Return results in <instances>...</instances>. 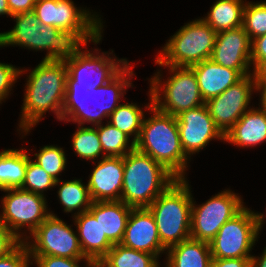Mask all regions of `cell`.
Instances as JSON below:
<instances>
[{
	"label": "cell",
	"mask_w": 266,
	"mask_h": 267,
	"mask_svg": "<svg viewBox=\"0 0 266 267\" xmlns=\"http://www.w3.org/2000/svg\"><path fill=\"white\" fill-rule=\"evenodd\" d=\"M27 75L18 124L21 137L42 121L47 111L61 121L65 99L67 66L64 60H43Z\"/></svg>",
	"instance_id": "1"
},
{
	"label": "cell",
	"mask_w": 266,
	"mask_h": 267,
	"mask_svg": "<svg viewBox=\"0 0 266 267\" xmlns=\"http://www.w3.org/2000/svg\"><path fill=\"white\" fill-rule=\"evenodd\" d=\"M129 62L114 78L103 86H66L61 121L78 123L79 126L90 123L92 127L104 124L121 104L127 88L134 87L133 66Z\"/></svg>",
	"instance_id": "2"
},
{
	"label": "cell",
	"mask_w": 266,
	"mask_h": 267,
	"mask_svg": "<svg viewBox=\"0 0 266 267\" xmlns=\"http://www.w3.org/2000/svg\"><path fill=\"white\" fill-rule=\"evenodd\" d=\"M148 94L149 103L144 108L153 115L147 119L144 117L135 148L164 165L177 178H186V170L190 163L188 161L191 158L182 148L177 118L158 110L153 105L150 89Z\"/></svg>",
	"instance_id": "3"
},
{
	"label": "cell",
	"mask_w": 266,
	"mask_h": 267,
	"mask_svg": "<svg viewBox=\"0 0 266 267\" xmlns=\"http://www.w3.org/2000/svg\"><path fill=\"white\" fill-rule=\"evenodd\" d=\"M121 201L131 208H148L178 178L164 165L136 148L123 157Z\"/></svg>",
	"instance_id": "4"
},
{
	"label": "cell",
	"mask_w": 266,
	"mask_h": 267,
	"mask_svg": "<svg viewBox=\"0 0 266 267\" xmlns=\"http://www.w3.org/2000/svg\"><path fill=\"white\" fill-rule=\"evenodd\" d=\"M11 18L16 23L11 30L0 33L1 48L18 45L28 50H46L43 60H65L80 45L70 33L39 23L33 11Z\"/></svg>",
	"instance_id": "5"
},
{
	"label": "cell",
	"mask_w": 266,
	"mask_h": 267,
	"mask_svg": "<svg viewBox=\"0 0 266 267\" xmlns=\"http://www.w3.org/2000/svg\"><path fill=\"white\" fill-rule=\"evenodd\" d=\"M191 192L187 178H178L148 207L166 250L191 238Z\"/></svg>",
	"instance_id": "6"
},
{
	"label": "cell",
	"mask_w": 266,
	"mask_h": 267,
	"mask_svg": "<svg viewBox=\"0 0 266 267\" xmlns=\"http://www.w3.org/2000/svg\"><path fill=\"white\" fill-rule=\"evenodd\" d=\"M33 12L39 23L70 33L80 44L96 45L102 39L104 25L100 15L76 7L72 0H37Z\"/></svg>",
	"instance_id": "7"
},
{
	"label": "cell",
	"mask_w": 266,
	"mask_h": 267,
	"mask_svg": "<svg viewBox=\"0 0 266 267\" xmlns=\"http://www.w3.org/2000/svg\"><path fill=\"white\" fill-rule=\"evenodd\" d=\"M217 32L202 18L185 23L164 44L155 63L164 66H192L212 56Z\"/></svg>",
	"instance_id": "8"
},
{
	"label": "cell",
	"mask_w": 266,
	"mask_h": 267,
	"mask_svg": "<svg viewBox=\"0 0 266 267\" xmlns=\"http://www.w3.org/2000/svg\"><path fill=\"white\" fill-rule=\"evenodd\" d=\"M165 67L169 68L170 76L168 79L162 81V71L158 70L149 81L153 105L158 110L177 117L184 111L205 104L201 97L196 75L191 67Z\"/></svg>",
	"instance_id": "9"
},
{
	"label": "cell",
	"mask_w": 266,
	"mask_h": 267,
	"mask_svg": "<svg viewBox=\"0 0 266 267\" xmlns=\"http://www.w3.org/2000/svg\"><path fill=\"white\" fill-rule=\"evenodd\" d=\"M84 46L88 48L87 43L80 44L64 60L67 66L66 86H96L98 88L108 83L129 63L126 58L117 59L113 50L100 53L99 49L95 48L90 52ZM111 54L114 56L110 57Z\"/></svg>",
	"instance_id": "10"
},
{
	"label": "cell",
	"mask_w": 266,
	"mask_h": 267,
	"mask_svg": "<svg viewBox=\"0 0 266 267\" xmlns=\"http://www.w3.org/2000/svg\"><path fill=\"white\" fill-rule=\"evenodd\" d=\"M0 191L6 192L1 200L0 222L24 242L28 238L27 231L31 235L50 215L46 197L21 188Z\"/></svg>",
	"instance_id": "11"
},
{
	"label": "cell",
	"mask_w": 266,
	"mask_h": 267,
	"mask_svg": "<svg viewBox=\"0 0 266 267\" xmlns=\"http://www.w3.org/2000/svg\"><path fill=\"white\" fill-rule=\"evenodd\" d=\"M192 200L190 236L194 240L210 243L220 227L244 207L238 193L230 189L215 194L201 205Z\"/></svg>",
	"instance_id": "12"
},
{
	"label": "cell",
	"mask_w": 266,
	"mask_h": 267,
	"mask_svg": "<svg viewBox=\"0 0 266 267\" xmlns=\"http://www.w3.org/2000/svg\"><path fill=\"white\" fill-rule=\"evenodd\" d=\"M72 227L50 211V215L24 241L30 256L85 258L77 230Z\"/></svg>",
	"instance_id": "13"
},
{
	"label": "cell",
	"mask_w": 266,
	"mask_h": 267,
	"mask_svg": "<svg viewBox=\"0 0 266 267\" xmlns=\"http://www.w3.org/2000/svg\"><path fill=\"white\" fill-rule=\"evenodd\" d=\"M258 238L255 212L245 206L220 227L210 242L212 258H251Z\"/></svg>",
	"instance_id": "14"
},
{
	"label": "cell",
	"mask_w": 266,
	"mask_h": 267,
	"mask_svg": "<svg viewBox=\"0 0 266 267\" xmlns=\"http://www.w3.org/2000/svg\"><path fill=\"white\" fill-rule=\"evenodd\" d=\"M253 92H257L252 75L244 76L219 96L205 102L216 126L225 135L241 116L251 109L249 104ZM249 106V107H248Z\"/></svg>",
	"instance_id": "15"
},
{
	"label": "cell",
	"mask_w": 266,
	"mask_h": 267,
	"mask_svg": "<svg viewBox=\"0 0 266 267\" xmlns=\"http://www.w3.org/2000/svg\"><path fill=\"white\" fill-rule=\"evenodd\" d=\"M176 118L181 145L189 158L206 148L213 139L224 141V134L216 126L205 104L184 111Z\"/></svg>",
	"instance_id": "16"
},
{
	"label": "cell",
	"mask_w": 266,
	"mask_h": 267,
	"mask_svg": "<svg viewBox=\"0 0 266 267\" xmlns=\"http://www.w3.org/2000/svg\"><path fill=\"white\" fill-rule=\"evenodd\" d=\"M210 59L223 67L238 70L243 76L251 74V40L244 28L218 32Z\"/></svg>",
	"instance_id": "17"
},
{
	"label": "cell",
	"mask_w": 266,
	"mask_h": 267,
	"mask_svg": "<svg viewBox=\"0 0 266 267\" xmlns=\"http://www.w3.org/2000/svg\"><path fill=\"white\" fill-rule=\"evenodd\" d=\"M121 245L151 253L158 259L166 249L162 246L155 219L148 208H132Z\"/></svg>",
	"instance_id": "18"
},
{
	"label": "cell",
	"mask_w": 266,
	"mask_h": 267,
	"mask_svg": "<svg viewBox=\"0 0 266 267\" xmlns=\"http://www.w3.org/2000/svg\"><path fill=\"white\" fill-rule=\"evenodd\" d=\"M87 186L93 202L121 201L124 178L123 157L106 156L97 160Z\"/></svg>",
	"instance_id": "19"
},
{
	"label": "cell",
	"mask_w": 266,
	"mask_h": 267,
	"mask_svg": "<svg viewBox=\"0 0 266 267\" xmlns=\"http://www.w3.org/2000/svg\"><path fill=\"white\" fill-rule=\"evenodd\" d=\"M190 67L194 70L201 97L205 102L219 96L244 77L238 70L223 67L212 59H206Z\"/></svg>",
	"instance_id": "20"
},
{
	"label": "cell",
	"mask_w": 266,
	"mask_h": 267,
	"mask_svg": "<svg viewBox=\"0 0 266 267\" xmlns=\"http://www.w3.org/2000/svg\"><path fill=\"white\" fill-rule=\"evenodd\" d=\"M225 141L242 149L266 142V109L259 105L246 111L224 135Z\"/></svg>",
	"instance_id": "21"
},
{
	"label": "cell",
	"mask_w": 266,
	"mask_h": 267,
	"mask_svg": "<svg viewBox=\"0 0 266 267\" xmlns=\"http://www.w3.org/2000/svg\"><path fill=\"white\" fill-rule=\"evenodd\" d=\"M73 220L84 257L93 262L101 261L113 244L102 233L99 218L85 211L74 216Z\"/></svg>",
	"instance_id": "22"
},
{
	"label": "cell",
	"mask_w": 266,
	"mask_h": 267,
	"mask_svg": "<svg viewBox=\"0 0 266 267\" xmlns=\"http://www.w3.org/2000/svg\"><path fill=\"white\" fill-rule=\"evenodd\" d=\"M131 210L123 201H96L88 211L99 218L102 233L115 245L123 239Z\"/></svg>",
	"instance_id": "23"
},
{
	"label": "cell",
	"mask_w": 266,
	"mask_h": 267,
	"mask_svg": "<svg viewBox=\"0 0 266 267\" xmlns=\"http://www.w3.org/2000/svg\"><path fill=\"white\" fill-rule=\"evenodd\" d=\"M169 267H209L212 254L210 243L189 238L166 250Z\"/></svg>",
	"instance_id": "24"
},
{
	"label": "cell",
	"mask_w": 266,
	"mask_h": 267,
	"mask_svg": "<svg viewBox=\"0 0 266 267\" xmlns=\"http://www.w3.org/2000/svg\"><path fill=\"white\" fill-rule=\"evenodd\" d=\"M26 151L21 147L0 152V190L22 187L28 164Z\"/></svg>",
	"instance_id": "25"
},
{
	"label": "cell",
	"mask_w": 266,
	"mask_h": 267,
	"mask_svg": "<svg viewBox=\"0 0 266 267\" xmlns=\"http://www.w3.org/2000/svg\"><path fill=\"white\" fill-rule=\"evenodd\" d=\"M246 0H217L207 16L201 17L217 33L242 26Z\"/></svg>",
	"instance_id": "26"
},
{
	"label": "cell",
	"mask_w": 266,
	"mask_h": 267,
	"mask_svg": "<svg viewBox=\"0 0 266 267\" xmlns=\"http://www.w3.org/2000/svg\"><path fill=\"white\" fill-rule=\"evenodd\" d=\"M55 186L59 187L57 196L64 208L63 211L73 213V217L88 211L93 203L88 186L82 182V179L58 180Z\"/></svg>",
	"instance_id": "27"
},
{
	"label": "cell",
	"mask_w": 266,
	"mask_h": 267,
	"mask_svg": "<svg viewBox=\"0 0 266 267\" xmlns=\"http://www.w3.org/2000/svg\"><path fill=\"white\" fill-rule=\"evenodd\" d=\"M159 259L151 254L115 244L101 262L106 267H156Z\"/></svg>",
	"instance_id": "28"
},
{
	"label": "cell",
	"mask_w": 266,
	"mask_h": 267,
	"mask_svg": "<svg viewBox=\"0 0 266 267\" xmlns=\"http://www.w3.org/2000/svg\"><path fill=\"white\" fill-rule=\"evenodd\" d=\"M143 107L138 106L137 103H122L120 104L108 117L111 125L119 129L121 132L133 136V142L139 139L144 115Z\"/></svg>",
	"instance_id": "29"
},
{
	"label": "cell",
	"mask_w": 266,
	"mask_h": 267,
	"mask_svg": "<svg viewBox=\"0 0 266 267\" xmlns=\"http://www.w3.org/2000/svg\"><path fill=\"white\" fill-rule=\"evenodd\" d=\"M95 127L105 156L124 157L135 149V142L109 122Z\"/></svg>",
	"instance_id": "30"
},
{
	"label": "cell",
	"mask_w": 266,
	"mask_h": 267,
	"mask_svg": "<svg viewBox=\"0 0 266 267\" xmlns=\"http://www.w3.org/2000/svg\"><path fill=\"white\" fill-rule=\"evenodd\" d=\"M72 148L79 158L91 160L96 164L97 158L106 157L98 137L96 127L79 126L72 136Z\"/></svg>",
	"instance_id": "31"
},
{
	"label": "cell",
	"mask_w": 266,
	"mask_h": 267,
	"mask_svg": "<svg viewBox=\"0 0 266 267\" xmlns=\"http://www.w3.org/2000/svg\"><path fill=\"white\" fill-rule=\"evenodd\" d=\"M242 27L251 41L266 34V1L245 3Z\"/></svg>",
	"instance_id": "32"
},
{
	"label": "cell",
	"mask_w": 266,
	"mask_h": 267,
	"mask_svg": "<svg viewBox=\"0 0 266 267\" xmlns=\"http://www.w3.org/2000/svg\"><path fill=\"white\" fill-rule=\"evenodd\" d=\"M35 162L43 168L48 175L56 181L60 180L59 175L65 170L67 158L63 148L57 145H46L34 154Z\"/></svg>",
	"instance_id": "33"
},
{
	"label": "cell",
	"mask_w": 266,
	"mask_h": 267,
	"mask_svg": "<svg viewBox=\"0 0 266 267\" xmlns=\"http://www.w3.org/2000/svg\"><path fill=\"white\" fill-rule=\"evenodd\" d=\"M29 155L30 153H28L26 175L21 189L46 196L44 192L49 188H54L56 180L48 175Z\"/></svg>",
	"instance_id": "34"
},
{
	"label": "cell",
	"mask_w": 266,
	"mask_h": 267,
	"mask_svg": "<svg viewBox=\"0 0 266 267\" xmlns=\"http://www.w3.org/2000/svg\"><path fill=\"white\" fill-rule=\"evenodd\" d=\"M28 69L17 68L12 64L0 62V104L11 94L14 84L21 74H25Z\"/></svg>",
	"instance_id": "35"
},
{
	"label": "cell",
	"mask_w": 266,
	"mask_h": 267,
	"mask_svg": "<svg viewBox=\"0 0 266 267\" xmlns=\"http://www.w3.org/2000/svg\"><path fill=\"white\" fill-rule=\"evenodd\" d=\"M80 261H86V267H92L93 261L87 258H66L57 256H31V264L36 267H80ZM34 262V263H33Z\"/></svg>",
	"instance_id": "36"
},
{
	"label": "cell",
	"mask_w": 266,
	"mask_h": 267,
	"mask_svg": "<svg viewBox=\"0 0 266 267\" xmlns=\"http://www.w3.org/2000/svg\"><path fill=\"white\" fill-rule=\"evenodd\" d=\"M31 256L25 242H21L12 252L0 258V267H29Z\"/></svg>",
	"instance_id": "37"
},
{
	"label": "cell",
	"mask_w": 266,
	"mask_h": 267,
	"mask_svg": "<svg viewBox=\"0 0 266 267\" xmlns=\"http://www.w3.org/2000/svg\"><path fill=\"white\" fill-rule=\"evenodd\" d=\"M22 241L0 222V258L12 252Z\"/></svg>",
	"instance_id": "38"
},
{
	"label": "cell",
	"mask_w": 266,
	"mask_h": 267,
	"mask_svg": "<svg viewBox=\"0 0 266 267\" xmlns=\"http://www.w3.org/2000/svg\"><path fill=\"white\" fill-rule=\"evenodd\" d=\"M258 61H266V34L251 41V66Z\"/></svg>",
	"instance_id": "39"
},
{
	"label": "cell",
	"mask_w": 266,
	"mask_h": 267,
	"mask_svg": "<svg viewBox=\"0 0 266 267\" xmlns=\"http://www.w3.org/2000/svg\"><path fill=\"white\" fill-rule=\"evenodd\" d=\"M209 267H251V258H212Z\"/></svg>",
	"instance_id": "40"
},
{
	"label": "cell",
	"mask_w": 266,
	"mask_h": 267,
	"mask_svg": "<svg viewBox=\"0 0 266 267\" xmlns=\"http://www.w3.org/2000/svg\"><path fill=\"white\" fill-rule=\"evenodd\" d=\"M37 0H7L10 17L18 13L31 12Z\"/></svg>",
	"instance_id": "41"
},
{
	"label": "cell",
	"mask_w": 266,
	"mask_h": 267,
	"mask_svg": "<svg viewBox=\"0 0 266 267\" xmlns=\"http://www.w3.org/2000/svg\"><path fill=\"white\" fill-rule=\"evenodd\" d=\"M251 75L256 90L266 84V61H258L253 67Z\"/></svg>",
	"instance_id": "42"
},
{
	"label": "cell",
	"mask_w": 266,
	"mask_h": 267,
	"mask_svg": "<svg viewBox=\"0 0 266 267\" xmlns=\"http://www.w3.org/2000/svg\"><path fill=\"white\" fill-rule=\"evenodd\" d=\"M251 267H266V247L260 257L254 255L251 256Z\"/></svg>",
	"instance_id": "43"
},
{
	"label": "cell",
	"mask_w": 266,
	"mask_h": 267,
	"mask_svg": "<svg viewBox=\"0 0 266 267\" xmlns=\"http://www.w3.org/2000/svg\"><path fill=\"white\" fill-rule=\"evenodd\" d=\"M255 217H256V224H257V233L259 235L260 234L259 231H261L262 230L261 228H263V224H264V220L266 216L261 212L260 213L256 212Z\"/></svg>",
	"instance_id": "44"
},
{
	"label": "cell",
	"mask_w": 266,
	"mask_h": 267,
	"mask_svg": "<svg viewBox=\"0 0 266 267\" xmlns=\"http://www.w3.org/2000/svg\"><path fill=\"white\" fill-rule=\"evenodd\" d=\"M258 92L260 93L259 95V97H260V103L259 104H261V106L263 107V108H265L266 109V84L265 85H263L259 90H258Z\"/></svg>",
	"instance_id": "45"
},
{
	"label": "cell",
	"mask_w": 266,
	"mask_h": 267,
	"mask_svg": "<svg viewBox=\"0 0 266 267\" xmlns=\"http://www.w3.org/2000/svg\"><path fill=\"white\" fill-rule=\"evenodd\" d=\"M0 15L10 16V10L7 4V0H0Z\"/></svg>",
	"instance_id": "46"
},
{
	"label": "cell",
	"mask_w": 266,
	"mask_h": 267,
	"mask_svg": "<svg viewBox=\"0 0 266 267\" xmlns=\"http://www.w3.org/2000/svg\"><path fill=\"white\" fill-rule=\"evenodd\" d=\"M92 267H106L101 261L94 262Z\"/></svg>",
	"instance_id": "47"
},
{
	"label": "cell",
	"mask_w": 266,
	"mask_h": 267,
	"mask_svg": "<svg viewBox=\"0 0 266 267\" xmlns=\"http://www.w3.org/2000/svg\"><path fill=\"white\" fill-rule=\"evenodd\" d=\"M156 267H160V265L158 264ZM165 267H169L167 264H165Z\"/></svg>",
	"instance_id": "48"
}]
</instances>
